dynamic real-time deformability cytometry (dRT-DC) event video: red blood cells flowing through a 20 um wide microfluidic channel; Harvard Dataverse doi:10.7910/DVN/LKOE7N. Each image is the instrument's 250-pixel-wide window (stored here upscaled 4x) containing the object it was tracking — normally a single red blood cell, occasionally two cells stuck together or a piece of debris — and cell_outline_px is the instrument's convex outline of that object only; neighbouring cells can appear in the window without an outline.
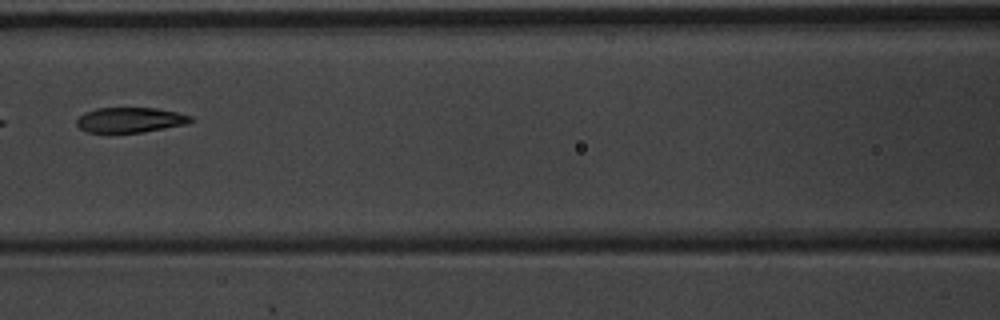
{"species": "common noctule bat (a hibernating species)", "species_latin": "Nyctalus noctula", "temperature_condition": "warm", "stored_images_in_passage": 8, "camera_frame_rate_fps": 3000, "um_per_image_px": 0.085, "animal": {"sex": "male", "body_mass_g": 20.1, "forearm_length_mm": 53.5}, "frame": {"image": 1, "passage_image": 5, "time_ms": 1.333, "image_size_px": [1000, 320], "cell_outline_px": [[196, 120], [188, 124], [140, 132], [88, 132], [80, 128], [76, 124], [76, 120], [84, 112], [96, 108], [156, 108], [176, 112], [192, 116]], "centroid_in_image_um": [11.09, 10.18], "position_along_channel_um": 155.5, "area_um2": 16.65}}
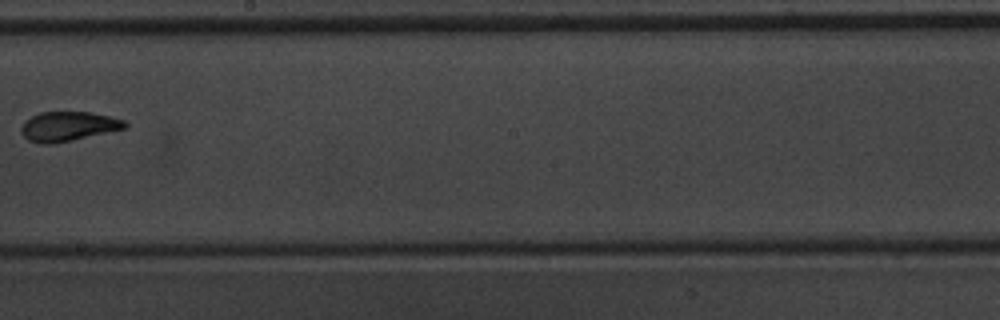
{"frame": {"image": 2, "passage_image": 7, "time_ms": 2.0, "image_size_px": [1000, 320], "cell_outline_px": [[128, 128], [72, 140], [52, 144], [44, 144], [28, 140], [20, 132], [20, 128], [24, 120], [40, 112], [88, 112], [108, 116], [124, 120], [128, 124]], "centroid_in_image_um": [5.78, 10.74], "position_along_channel_um": 242.4, "area_um2": 17.86}}
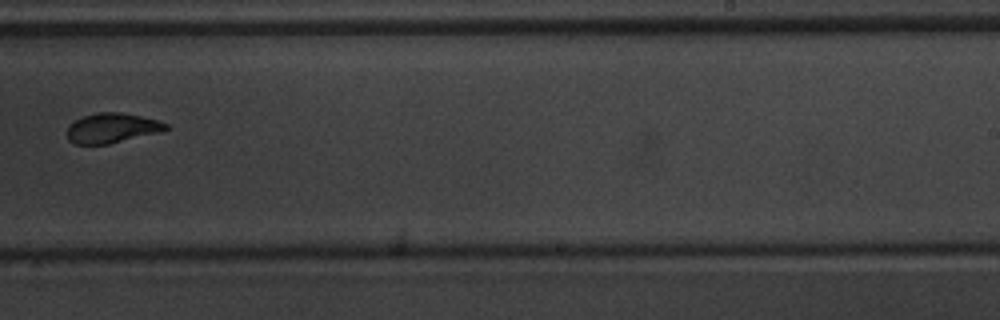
{"frame": {"image": 3, "passage_image": 8, "time_ms": 2.333, "image_size_px": [1000, 320], "cell_outline_px": [[168, 128], [164, 132], [108, 144], [76, 144], [68, 140], [68, 128], [76, 120], [84, 116], [96, 112], [120, 112], [140, 116], [156, 120], [168, 124]], "centroid_in_image_um": [9.56, 10.89], "position_along_channel_um": 279.4, "area_um2": 17.11}}